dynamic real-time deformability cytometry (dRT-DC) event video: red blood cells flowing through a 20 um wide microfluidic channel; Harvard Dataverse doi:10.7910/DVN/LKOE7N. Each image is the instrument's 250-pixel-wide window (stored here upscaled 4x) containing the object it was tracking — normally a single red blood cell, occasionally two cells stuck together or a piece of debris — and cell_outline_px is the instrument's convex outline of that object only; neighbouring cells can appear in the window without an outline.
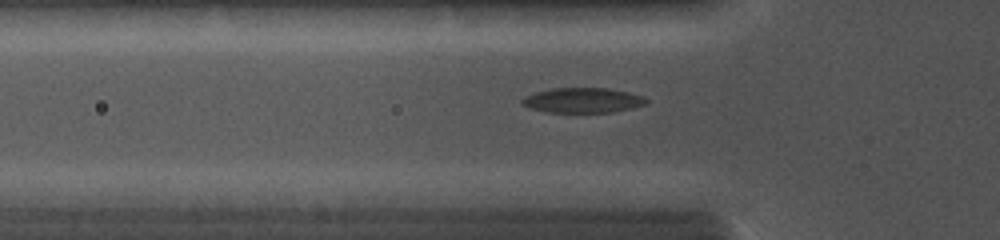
{"species": "common noctule bat (a hibernating species)", "species_latin": "Nyctalus noctula", "temperature_condition": "cold", "stored_images_in_passage": 34, "camera_frame_rate_fps": 5000, "um_per_image_px": 0.085, "animal": {"sex": "female", "body_mass_g": 19.0, "forearm_length_mm": 56.7}, "frame": {"image": 1, "passage_image": 18, "time_ms": 4.6, "image_size_px": [1000, 240], "cell_outline_px": [[648, 104], [632, 108], [612, 112], [548, 112], [532, 108], [520, 104], [520, 100], [524, 96], [536, 92], [552, 88], [608, 88], [628, 92], [644, 96], [648, 100]], "centroid_in_image_um": [49.55, 8.52], "position_along_channel_um": 76.3, "area_um2": 18.15}}
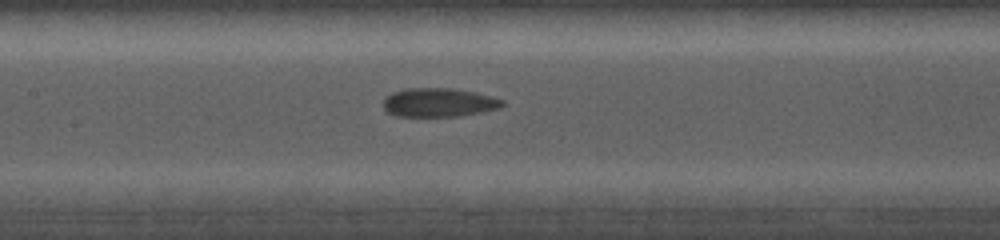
{"frame": {"image": 2, "passage_image": 26, "time_ms": 6.8, "image_size_px": [1000, 240], "cell_outline_px": [[504, 104], [500, 108], [460, 116], [396, 116], [388, 112], [384, 108], [384, 96], [392, 92], [404, 88], [452, 88], [476, 92], [504, 100]], "centroid_in_image_um": [37.28, 8.7], "position_along_channel_um": 170.1, "area_um2": 20.06}}
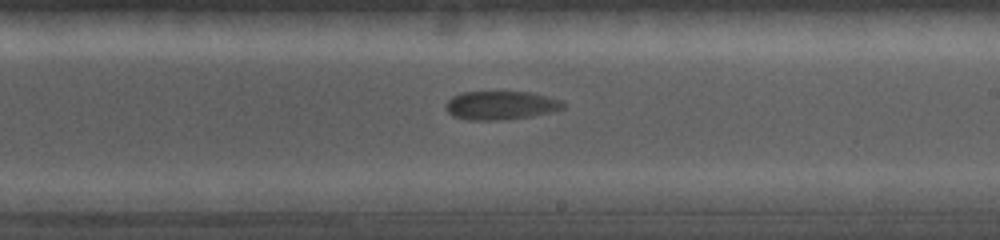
{"frame": {"image": 3, "passage_image": 33, "time_ms": 8.6, "image_size_px": [1000, 240], "cell_outline_px": [[564, 108], [532, 116], [504, 120], [468, 120], [452, 116], [444, 108], [444, 104], [452, 96], [460, 92], [532, 92], [564, 100]], "centroid_in_image_um": [42.54, 8.95], "position_along_channel_um": 246.5, "area_um2": 19.83}}